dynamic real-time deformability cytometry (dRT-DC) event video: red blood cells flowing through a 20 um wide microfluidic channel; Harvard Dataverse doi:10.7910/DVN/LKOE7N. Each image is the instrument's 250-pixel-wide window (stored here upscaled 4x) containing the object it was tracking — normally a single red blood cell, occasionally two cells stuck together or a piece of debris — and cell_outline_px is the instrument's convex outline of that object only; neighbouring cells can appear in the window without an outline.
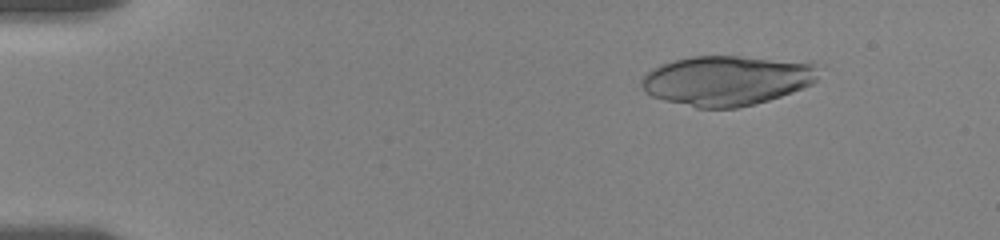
{"species": "human", "species_latin": "Homo sapiens", "temperature_condition": "room temperature", "stored_images_in_passage": 4, "camera_frame_rate_fps": 3000, "um_per_image_px": 0.085, "donor": {"sex": "female"}, "frame": {"image": 1, "passage_image": 1, "time_ms": 0.0, "image_size_px": [1000, 240], "cell_outline_px": [[824, 64], [816, 80], [812, 84], [804, 88], [768, 100], [736, 108], [696, 108], [664, 100], [652, 96], [644, 92], [640, 84], [640, 80], [652, 68], [660, 64], [672, 60], [692, 56], [740, 56], [812, 60]], "centroid_in_image_um": [61.89, 6.8], "position_along_channel_um": 23.1, "area_um2": 52.77}}
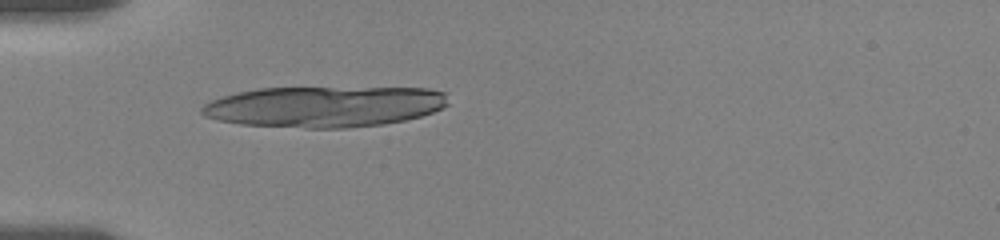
{"frame": {"image": 2, "passage_image": 4, "time_ms": 3.333, "image_size_px": [1000, 240], "cell_outline_px": [[448, 104], [432, 112], [420, 116], [404, 120], [384, 124], [348, 128], [304, 128], [240, 124], [220, 120], [204, 116], [200, 112], [200, 108], [204, 104], [212, 100], [236, 92], [260, 88], [428, 88], [448, 92]], "centroid_in_image_um": [27.58, 9.06], "position_along_channel_um": 57.4, "area_um2": 58.9}}